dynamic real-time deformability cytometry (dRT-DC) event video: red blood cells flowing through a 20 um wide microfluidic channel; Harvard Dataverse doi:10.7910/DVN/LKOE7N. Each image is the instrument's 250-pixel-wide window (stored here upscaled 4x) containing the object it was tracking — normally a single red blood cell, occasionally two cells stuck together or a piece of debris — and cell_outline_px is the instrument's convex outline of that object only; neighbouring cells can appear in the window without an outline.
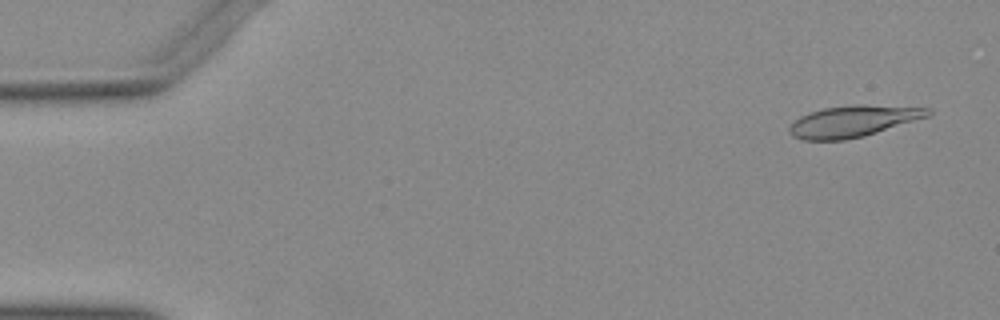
{"species": "Egyptian fruit bat (a non-hibernating species)", "species_latin": "Rousettus aegyptiacus", "temperature_condition": "warm", "stored_images_in_passage": 47, "camera_frame_rate_fps": 3000, "um_per_image_px": 0.085, "animal": {"sex": "female"}, "frame": {"image": 1, "passage_image": 1, "time_ms": 0.0, "image_size_px": [1000, 320], "cell_outline_px": [[932, 112], [928, 116], [864, 136], [844, 140], [804, 140], [792, 136], [788, 128], [800, 116], [808, 112], [824, 108], [852, 104], [864, 104], [932, 108]], "centroid_in_image_um": [72.51, 10.29], "position_along_channel_um": 12.5, "area_um2": 25.32}}
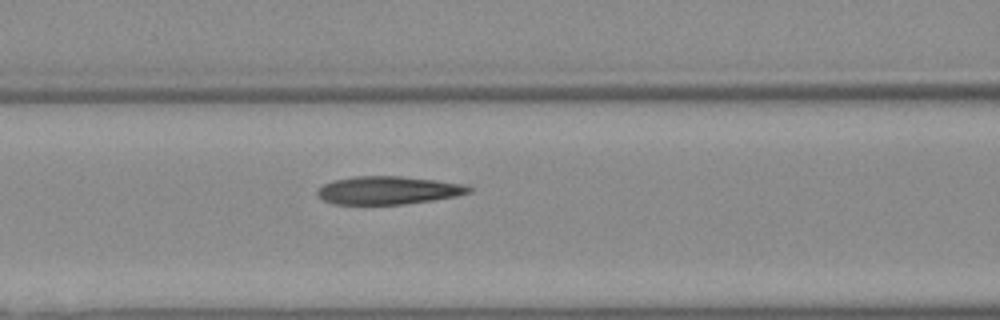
{"frame": {"image": 2, "passage_image": 20, "time_ms": 6.333, "image_size_px": [1000, 320], "cell_outline_px": [[472, 192], [456, 196], [432, 200], [404, 204], [332, 204], [316, 196], [316, 192], [324, 184], [332, 180], [352, 176], [400, 176], [436, 180], [468, 184], [472, 188]], "centroid_in_image_um": [33.0, 16.17], "position_along_channel_um": 133.6, "area_um2": 24.97}}
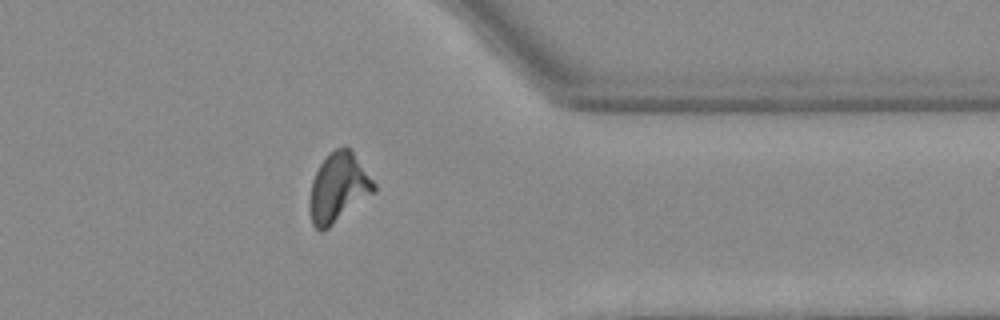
{"frame": {"image": 3, "passage_image": 40, "time_ms": 13.0, "image_size_px": [1000, 320], "cell_outline_px": [[376, 192], [328, 228], [320, 232], [312, 224], [308, 208], [308, 200], [312, 180], [320, 164], [328, 152], [344, 144], [352, 152], [376, 184]], "centroid_in_image_um": [28.74, 15.97], "position_along_channel_um": 382.7, "area_um2": 26.18}}